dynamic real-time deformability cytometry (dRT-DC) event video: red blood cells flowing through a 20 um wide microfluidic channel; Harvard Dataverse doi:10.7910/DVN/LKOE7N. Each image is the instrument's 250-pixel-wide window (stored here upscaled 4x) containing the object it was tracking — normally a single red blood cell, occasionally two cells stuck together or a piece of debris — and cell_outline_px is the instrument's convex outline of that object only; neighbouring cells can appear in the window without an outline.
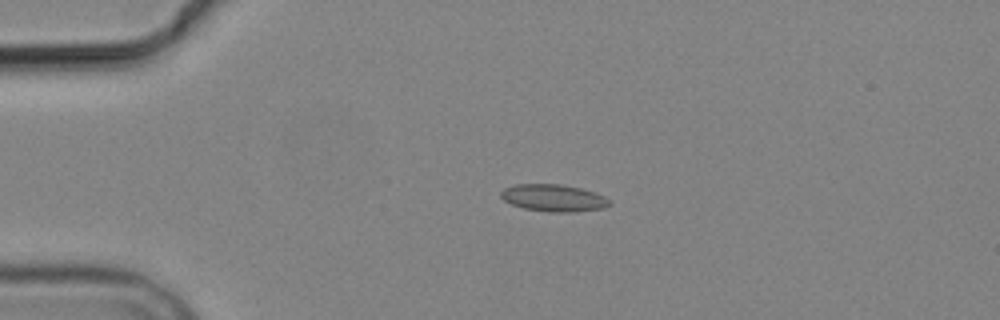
{"species": "common noctule bat (a hibernating species)", "species_latin": "Nyctalus noctula", "temperature_condition": "cold", "stored_images_in_passage": 2, "camera_frame_rate_fps": 3000, "um_per_image_px": 0.085, "animal": {"sex": "male", "body_mass_g": 19.2, "forearm_length_mm": 51.8}, "frame": {"image": 1, "passage_image": 1, "time_ms": 0.0, "image_size_px": [1000, 320], "cell_outline_px": [[612, 204], [604, 208], [572, 212], [552, 212], [524, 208], [512, 204], [504, 200], [500, 196], [500, 192], [504, 188], [516, 184], [560, 184], [580, 188], [596, 192], [612, 200]], "centroid_in_image_um": [47.09, 16.82], "position_along_channel_um": 37.9, "area_um2": 17.22}}